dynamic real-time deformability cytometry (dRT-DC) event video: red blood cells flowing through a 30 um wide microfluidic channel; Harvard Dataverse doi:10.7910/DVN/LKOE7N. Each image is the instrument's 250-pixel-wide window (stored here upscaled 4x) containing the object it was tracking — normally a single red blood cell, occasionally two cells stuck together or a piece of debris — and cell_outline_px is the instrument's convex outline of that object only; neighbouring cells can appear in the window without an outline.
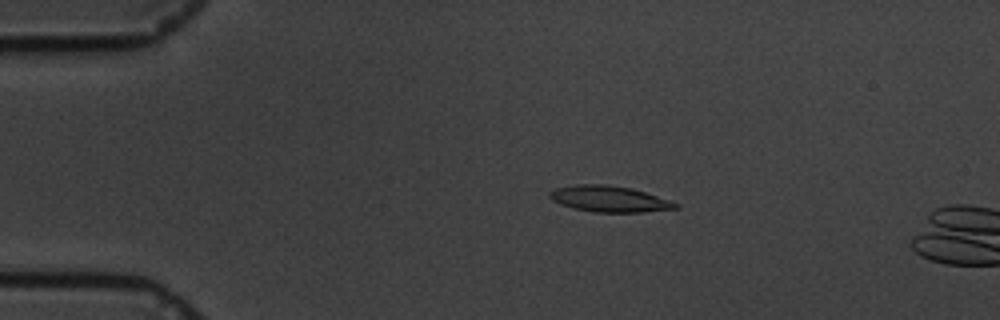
{"species": "common noctule bat (a hibernating species)", "species_latin": "Nyctalus noctula", "temperature_condition": "cold", "stored_images_in_passage": 6, "camera_frame_rate_fps": 3000, "um_per_image_px": 0.085, "animal": {"sex": "male", "body_mass_g": 19.5, "forearm_length_mm": 54.6}, "frame": {"image": 1, "passage_image": 3, "time_ms": 0.667, "image_size_px": [1000, 320], "cell_outline_px": [[680, 208], [640, 212], [592, 212], [572, 208], [560, 204], [552, 200], [548, 196], [548, 192], [556, 188], [576, 184], [604, 184], [632, 188], [680, 204]], "centroid_in_image_um": [51.75, 16.91], "position_along_channel_um": 33.3, "area_um2": 19.13}}